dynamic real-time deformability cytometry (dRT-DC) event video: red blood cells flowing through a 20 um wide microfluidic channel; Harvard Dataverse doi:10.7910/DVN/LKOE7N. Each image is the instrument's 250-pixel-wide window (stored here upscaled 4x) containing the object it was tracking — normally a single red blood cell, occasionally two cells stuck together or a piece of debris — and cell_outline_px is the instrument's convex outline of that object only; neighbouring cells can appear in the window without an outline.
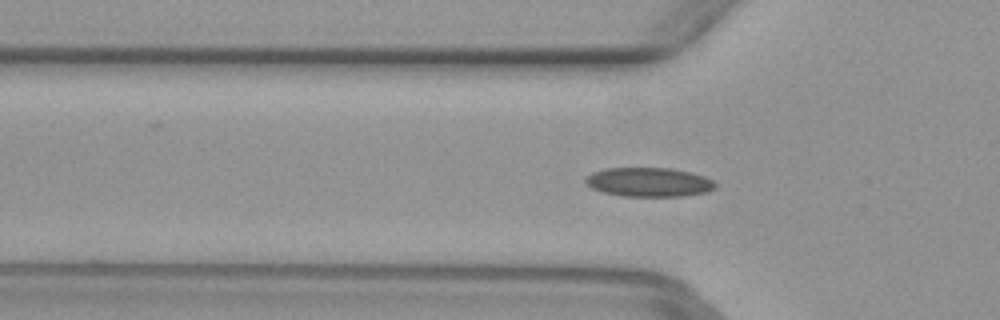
{"species": "common noctule bat (a hibernating species)", "species_latin": "Nyctalus noctula", "temperature_condition": "warm", "stored_images_in_passage": 50, "camera_frame_rate_fps": 3000, "um_per_image_px": 0.085, "animal": {"sex": "female", "body_mass_g": 29.2, "forearm_length_mm": 56.3}, "frame": {"image": 1, "passage_image": 16, "time_ms": 5.0, "image_size_px": [1000, 320], "cell_outline_px": [[716, 188], [708, 192], [684, 196], [624, 196], [604, 192], [592, 188], [584, 184], [584, 180], [592, 172], [608, 168], [672, 168], [692, 172], [704, 176], [712, 180], [716, 184]], "centroid_in_image_um": [55.18, 15.48], "position_along_channel_um": 70.6, "area_um2": 22.14}}
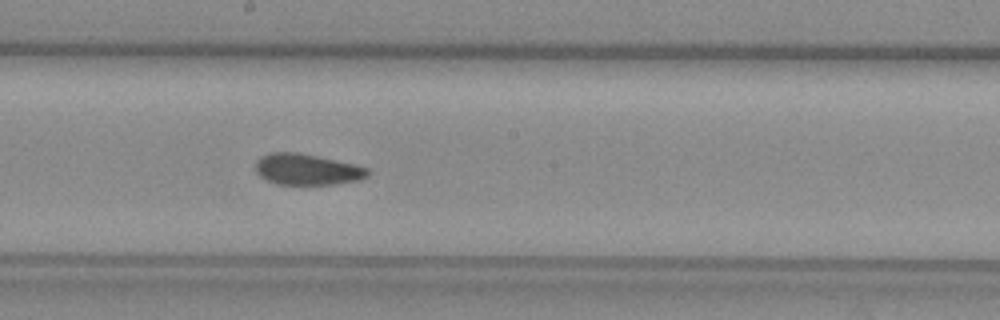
{"frame": {"image": 2, "passage_image": 27, "time_ms": 8.667, "image_size_px": [1000, 320], "cell_outline_px": [[372, 172], [368, 176], [360, 180], [336, 184], [276, 184], [260, 176], [256, 172], [256, 160], [260, 156], [272, 152], [296, 152], [316, 156], [352, 164], [368, 168]], "centroid_in_image_um": [26.1, 14.4], "position_along_channel_um": 222.1, "area_um2": 20.23}}
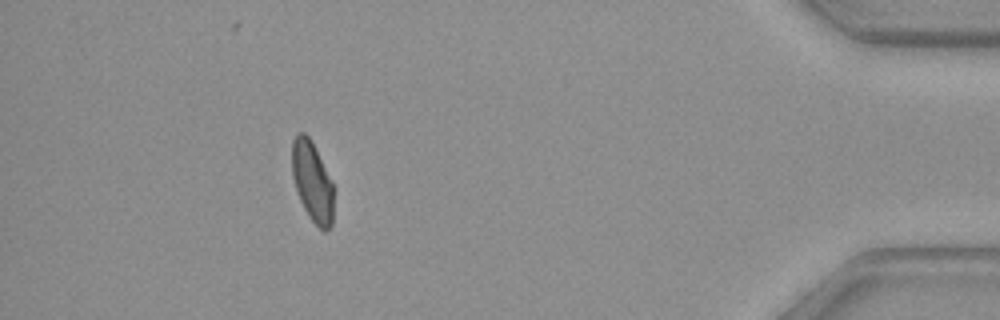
{"frame": {"image": 3, "passage_image": 45, "time_ms": 14.667, "image_size_px": [1000, 320], "cell_outline_px": [[332, 224], [328, 232], [324, 232], [308, 216], [300, 200], [292, 176], [292, 140], [296, 132], [304, 132], [308, 136], [332, 184]], "centroid_in_image_um": [26.51, 15.46], "position_along_channel_um": 408.7, "area_um2": 18.9}}